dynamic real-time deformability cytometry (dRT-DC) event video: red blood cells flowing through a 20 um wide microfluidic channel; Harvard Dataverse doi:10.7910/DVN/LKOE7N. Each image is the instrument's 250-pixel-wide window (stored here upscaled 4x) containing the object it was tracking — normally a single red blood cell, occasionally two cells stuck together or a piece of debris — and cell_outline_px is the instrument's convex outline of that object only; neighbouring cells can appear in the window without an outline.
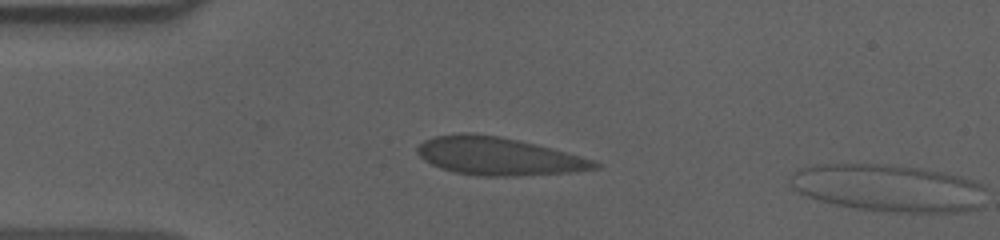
{"species": "human", "species_latin": "Homo sapiens", "temperature_condition": "cold", "stored_images_in_passage": 2, "segment_of_instrument_passage": [1, 2], "camera_frame_rate_fps": 3000, "um_per_image_px": 0.085, "donor": {"sex": "male"}, "frame": {"image": 1, "passage_image": 1, "time_ms": 0.0, "image_size_px": [1000, 240], "cell_outline_px": [[604, 164], [600, 168], [568, 172], [516, 176], [476, 176], [452, 172], [440, 168], [424, 160], [416, 152], [416, 148], [424, 140], [432, 136], [460, 132], [468, 132], [500, 136], [596, 160]], "centroid_in_image_um": [42.31, 13.28], "position_along_channel_um": 42.7, "area_um2": 39.19}}